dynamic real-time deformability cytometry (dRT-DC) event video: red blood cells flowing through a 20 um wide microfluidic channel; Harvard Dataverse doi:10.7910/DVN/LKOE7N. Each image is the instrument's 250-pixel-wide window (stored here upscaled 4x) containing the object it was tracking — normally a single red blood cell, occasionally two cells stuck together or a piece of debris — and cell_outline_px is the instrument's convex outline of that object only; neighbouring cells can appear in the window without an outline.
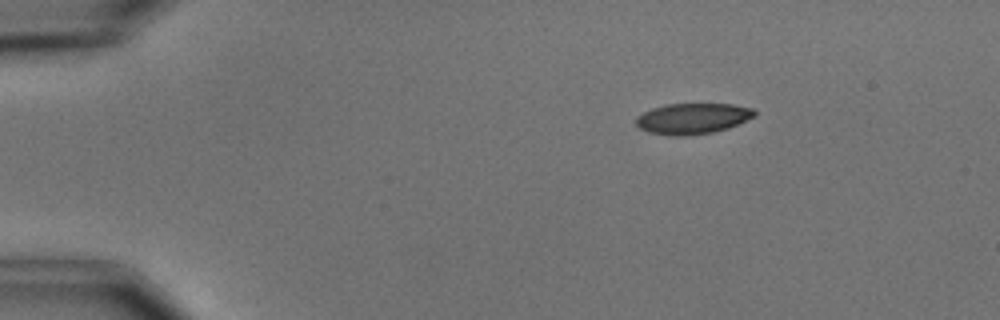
{"species": "common noctule bat (a hibernating species)", "species_latin": "Nyctalus noctula", "temperature_condition": "cold", "stored_images_in_passage": 4, "camera_frame_rate_fps": 3000, "um_per_image_px": 0.085, "animal": {"sex": "male", "body_mass_g": 15.6}, "frame": {"image": 1, "passage_image": 1, "time_ms": 0.0, "image_size_px": [1000, 320], "cell_outline_px": [[756, 116], [728, 128], [712, 132], [688, 136], [676, 136], [648, 132], [640, 128], [636, 124], [636, 116], [652, 108], [668, 104], [732, 104], [752, 108], [756, 112]], "centroid_in_image_um": [58.87, 10.07], "position_along_channel_um": 26.1, "area_um2": 21.21}}
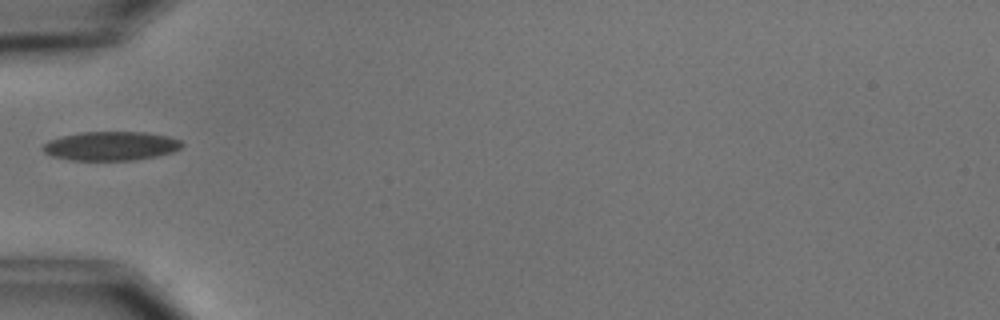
{"frame": {"image": 2, "passage_image": 3, "time_ms": 3.333, "image_size_px": [1000, 320], "cell_outline_px": [[184, 144], [180, 148], [172, 152], [156, 156], [132, 160], [72, 160], [52, 156], [44, 152], [40, 148], [48, 140], [80, 132], [144, 132], [168, 136], [180, 140]], "centroid_in_image_um": [9.41, 12.4], "position_along_channel_um": 75.6, "area_um2": 23.41}}